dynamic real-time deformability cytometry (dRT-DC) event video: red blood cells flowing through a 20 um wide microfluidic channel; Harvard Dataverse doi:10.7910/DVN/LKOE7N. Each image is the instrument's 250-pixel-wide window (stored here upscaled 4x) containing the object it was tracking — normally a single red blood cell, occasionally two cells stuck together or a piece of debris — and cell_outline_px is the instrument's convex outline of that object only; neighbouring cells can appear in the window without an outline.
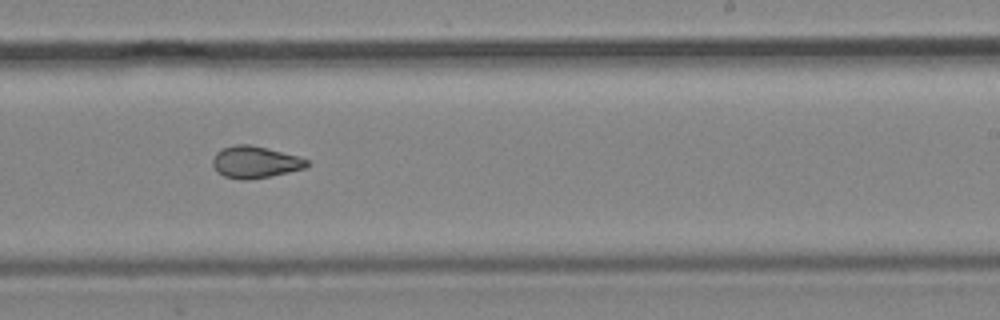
{"species": "common noctule bat (a hibernating species)", "species_latin": "Nyctalus noctula", "temperature_condition": "cold", "stored_images_in_passage": 7, "camera_frame_rate_fps": 3000, "um_per_image_px": 0.085, "animal": {"sex": "male", "body_mass_g": 19.2, "forearm_length_mm": 51.8}, "frame": {"image": 1, "passage_image": 6, "time_ms": 5.667, "image_size_px": [1000, 320], "cell_outline_px": [[312, 164], [304, 168], [288, 172], [268, 176], [244, 180], [240, 180], [224, 176], [216, 172], [212, 164], [212, 160], [216, 152], [220, 148], [236, 144], [248, 144], [300, 156], [308, 160]], "centroid_in_image_um": [21.66, 13.77], "position_along_channel_um": 267.3, "area_um2": 17.57}}
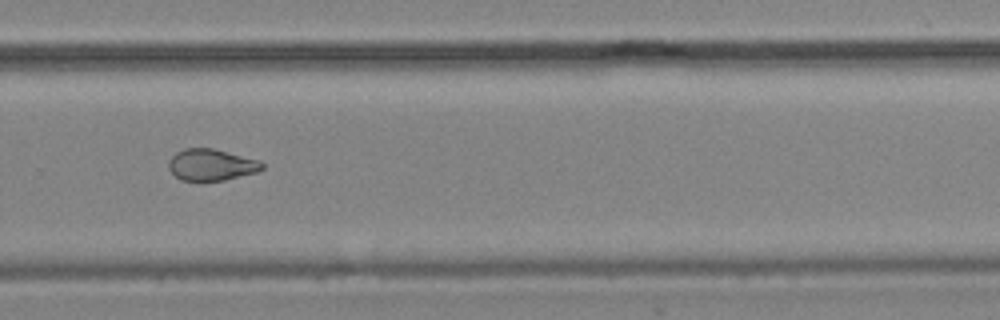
{"frame": {"image": 2, "passage_image": 7, "time_ms": 7.0, "image_size_px": [1000, 320], "cell_outline_px": [[264, 168], [256, 172], [224, 180], [180, 180], [168, 168], [168, 160], [176, 152], [184, 148], [212, 148], [260, 160], [264, 164]], "centroid_in_image_um": [17.95, 13.99], "position_along_channel_um": 311.8, "area_um2": 17.11}}